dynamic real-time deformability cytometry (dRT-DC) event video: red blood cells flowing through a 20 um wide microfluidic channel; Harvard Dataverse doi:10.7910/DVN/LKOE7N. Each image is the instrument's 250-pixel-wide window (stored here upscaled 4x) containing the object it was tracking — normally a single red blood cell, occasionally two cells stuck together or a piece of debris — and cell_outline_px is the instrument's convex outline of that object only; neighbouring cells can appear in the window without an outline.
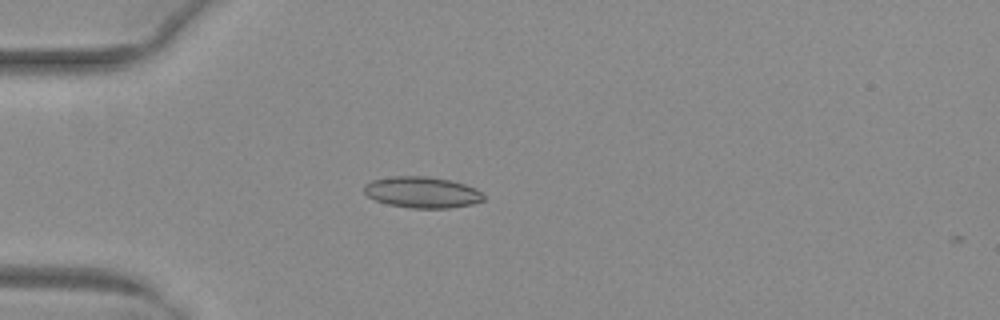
{"species": "common noctule bat (a hibernating species)", "species_latin": "Nyctalus noctula", "temperature_condition": "warm", "stored_images_in_passage": 2, "camera_frame_rate_fps": 3000, "um_per_image_px": 0.085, "animal": {"sex": "female", "body_mass_g": 29.2, "forearm_length_mm": 56.3}, "frame": {"image": 1, "passage_image": 1, "time_ms": 0.0, "image_size_px": [1000, 320], "cell_outline_px": [[484, 200], [472, 204], [448, 208], [412, 208], [388, 204], [376, 200], [368, 196], [364, 192], [364, 184], [372, 180], [392, 176], [424, 176], [448, 180], [464, 184], [476, 188], [484, 196]], "centroid_in_image_um": [35.86, 16.34], "position_along_channel_um": 49.1, "area_um2": 21.56}}